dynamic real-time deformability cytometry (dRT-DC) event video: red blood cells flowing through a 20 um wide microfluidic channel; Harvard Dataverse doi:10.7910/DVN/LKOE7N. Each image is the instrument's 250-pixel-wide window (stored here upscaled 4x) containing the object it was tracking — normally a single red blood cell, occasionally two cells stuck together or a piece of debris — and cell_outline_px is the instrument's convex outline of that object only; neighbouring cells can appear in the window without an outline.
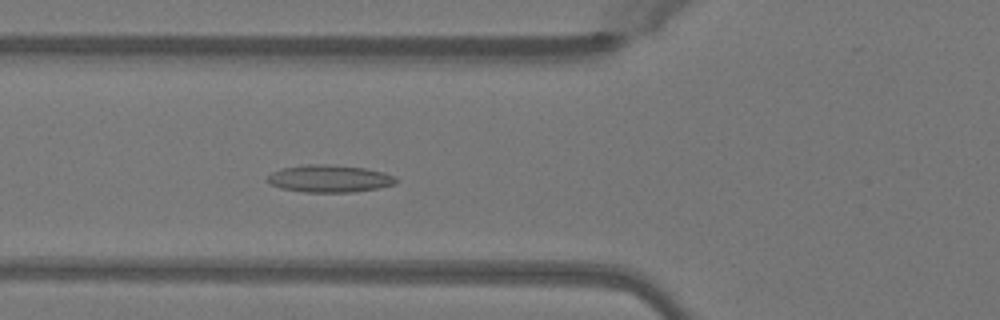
{"species": "Egyptian fruit bat (a non-hibernating species)", "species_latin": "Rousettus aegyptiacus", "temperature_condition": "warm", "stored_images_in_passage": 39, "segment_of_instrument_passage": [1, 2], "camera_frame_rate_fps": 3000, "um_per_image_px": 0.085, "animal": {"sex": "female"}, "frame": {"image": 1, "passage_image": 7, "time_ms": 2.0, "image_size_px": [1000, 320], "cell_outline_px": [[396, 184], [380, 188], [352, 192], [304, 192], [280, 188], [264, 180], [272, 172], [284, 168], [308, 164], [324, 164], [364, 168], [384, 172], [396, 176]], "centroid_in_image_um": [28.02, 15.19], "position_along_channel_um": 97.8, "area_um2": 20.46}}
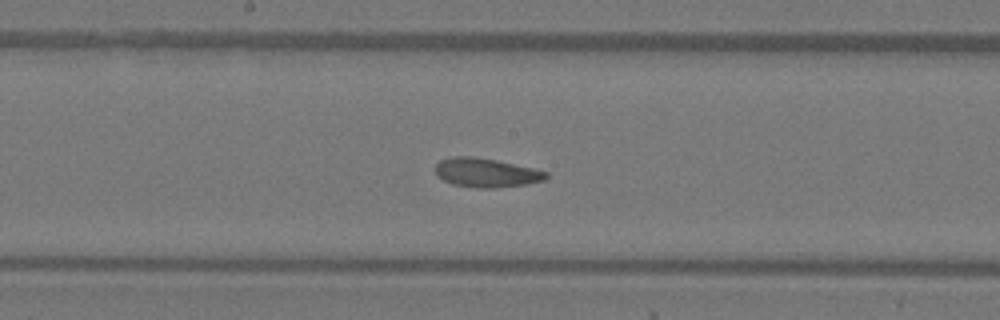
{"frame": {"image": 2, "passage_image": 15, "time_ms": 4.667, "image_size_px": [1000, 320], "cell_outline_px": [[548, 176], [544, 180], [524, 184], [492, 188], [476, 188], [452, 184], [436, 176], [436, 164], [440, 160], [452, 156], [472, 156], [496, 160], [532, 168], [548, 172]], "centroid_in_image_um": [41.28, 14.67], "position_along_channel_um": 206.9, "area_um2": 18.61}}
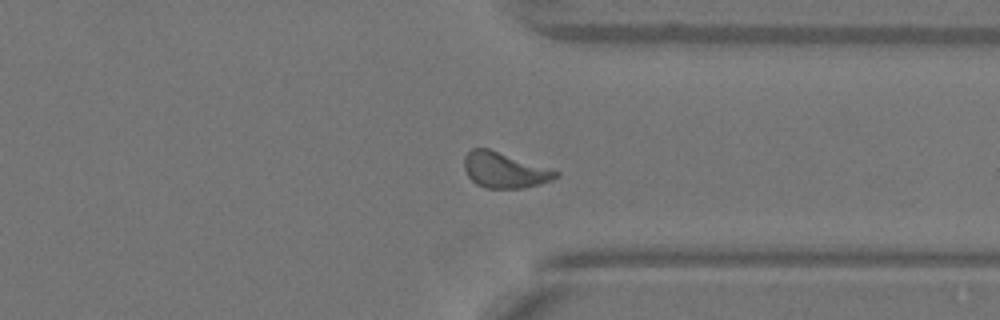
{"frame": {"image": 3, "passage_image": 27, "time_ms": 8.667, "image_size_px": [1000, 320], "cell_outline_px": [[560, 176], [552, 180], [540, 184], [524, 188], [484, 188], [476, 184], [468, 176], [464, 168], [464, 156], [472, 148], [488, 148], [560, 172]], "centroid_in_image_um": [42.87, 14.47], "position_along_channel_um": 368.5, "area_um2": 18.9}}